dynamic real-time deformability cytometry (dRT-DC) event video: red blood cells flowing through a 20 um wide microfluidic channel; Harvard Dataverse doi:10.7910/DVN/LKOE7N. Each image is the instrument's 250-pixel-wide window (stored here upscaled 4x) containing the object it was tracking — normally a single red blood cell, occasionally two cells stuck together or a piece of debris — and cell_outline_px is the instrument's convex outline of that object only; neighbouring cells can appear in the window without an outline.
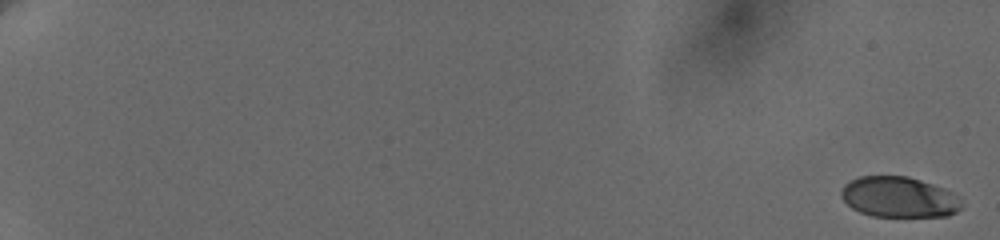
{"species": "human", "species_latin": "Homo sapiens", "temperature_condition": "cold", "stored_images_in_passage": 13, "camera_frame_rate_fps": 3000, "um_per_image_px": 0.085, "donor": {"sex": "female"}, "frame": {"image": 1, "passage_image": 1, "time_ms": 0.0, "image_size_px": [1000, 240], "cell_outline_px": [[960, 208], [956, 212], [948, 216], [872, 216], [860, 212], [852, 208], [840, 196], [840, 192], [844, 184], [860, 176], [908, 176], [944, 188], [952, 192], [960, 200]], "centroid_in_image_um": [76.38, 16.75], "position_along_channel_um": 8.6, "area_um2": 28.32}}
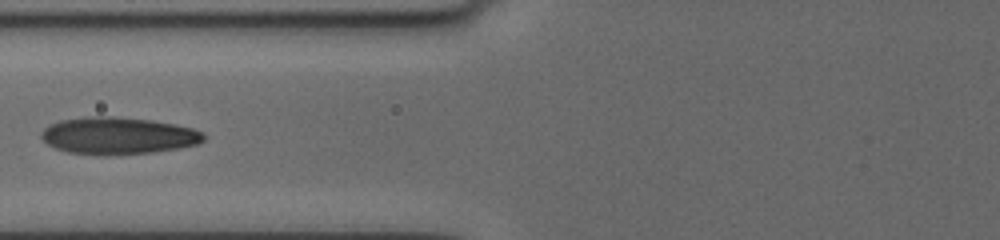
{"frame": {"image": 2, "passage_image": 11, "time_ms": 9.333, "image_size_px": [1000, 240], "cell_outline_px": [[204, 140], [196, 144], [176, 148], [152, 152], [68, 152], [56, 148], [48, 144], [40, 136], [40, 132], [44, 128], [60, 120], [84, 116], [112, 116], [152, 120], [192, 128], [204, 132]], "centroid_in_image_um": [10.03, 11.48], "position_along_channel_um": 115.8, "area_um2": 33.87}}
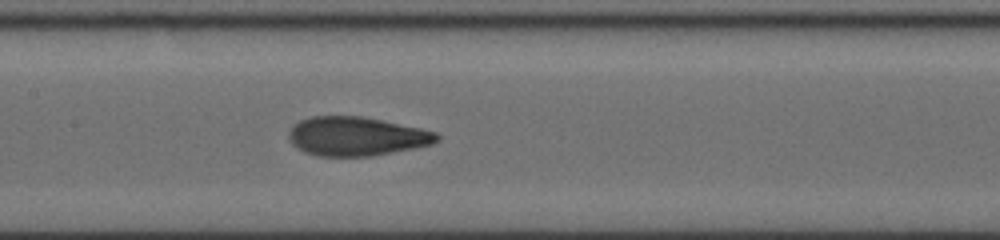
{"frame": {"image": 3, "passage_image": 13, "time_ms": 11.0, "image_size_px": [1000, 240], "cell_outline_px": [[440, 140], [432, 144], [372, 156], [320, 156], [304, 152], [292, 144], [288, 136], [288, 132], [300, 120], [312, 116], [360, 116], [420, 128], [436, 132], [440, 136]], "centroid_in_image_um": [30.29, 11.59], "position_along_channel_um": 177.1, "area_um2": 33.35}}